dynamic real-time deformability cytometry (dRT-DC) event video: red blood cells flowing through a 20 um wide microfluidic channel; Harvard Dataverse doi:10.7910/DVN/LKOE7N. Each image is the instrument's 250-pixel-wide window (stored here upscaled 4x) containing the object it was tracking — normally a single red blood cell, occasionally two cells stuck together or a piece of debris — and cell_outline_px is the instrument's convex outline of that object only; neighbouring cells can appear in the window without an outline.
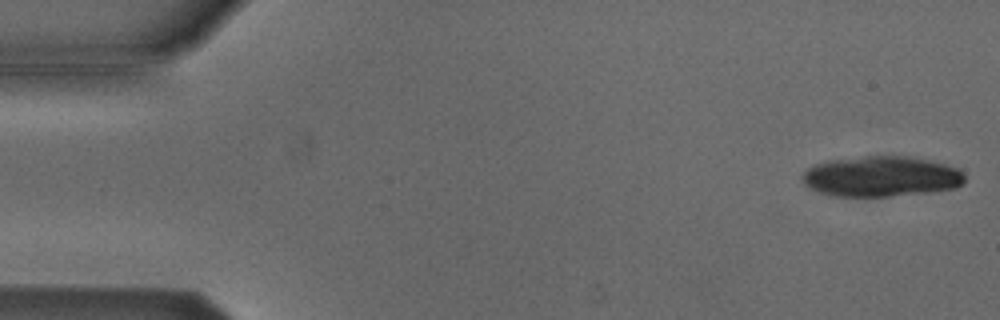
{"species": "Egyptian fruit bat (a non-hibernating species)", "species_latin": "Rousettus aegyptiacus", "temperature_condition": "cold", "stored_images_in_passage": 14, "camera_frame_rate_fps": 3000, "um_per_image_px": 0.085, "animal": {"sex": "male"}, "frame": {"image": 1, "passage_image": 1, "time_ms": 0.0, "image_size_px": [1000, 320], "cell_outline_px": [[964, 184], [956, 188], [924, 192], [888, 196], [832, 196], [820, 192], [812, 188], [804, 180], [804, 172], [812, 164], [824, 160], [864, 156], [912, 156], [944, 164], [956, 168], [964, 176]], "centroid_in_image_um": [74.89, 14.98], "position_along_channel_um": 10.1, "area_um2": 38.03}}